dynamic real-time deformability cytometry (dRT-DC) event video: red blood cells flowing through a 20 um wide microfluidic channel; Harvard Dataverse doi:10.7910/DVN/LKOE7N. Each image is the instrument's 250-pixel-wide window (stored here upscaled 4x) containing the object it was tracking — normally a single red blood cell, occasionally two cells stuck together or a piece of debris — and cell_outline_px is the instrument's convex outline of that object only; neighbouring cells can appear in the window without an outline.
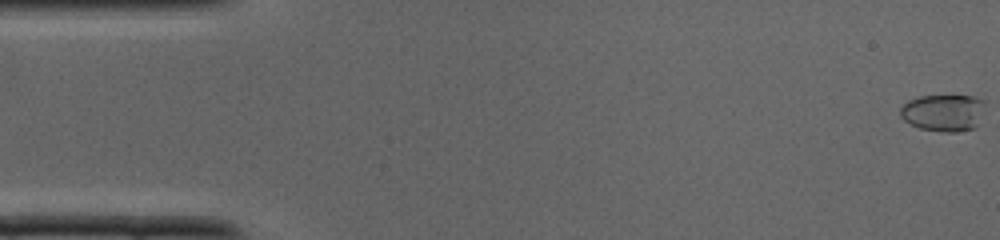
{"species": "common noctule bat (a hibernating species)", "species_latin": "Nyctalus noctula", "temperature_condition": "cold", "stored_images_in_passage": 34, "camera_frame_rate_fps": 3000, "um_per_image_px": 0.085, "animal": {"sex": "male", "body_mass_g": 19.0, "forearm_length_mm": 50.8}, "frame": {"image": 1, "passage_image": 1, "time_ms": 0.0, "image_size_px": [1000, 240], "cell_outline_px": [[972, 100], [968, 128], [924, 128], [912, 124], [904, 116], [904, 108], [912, 100], [928, 96], [968, 96]], "centroid_in_image_um": [79.86, 9.51], "position_along_channel_um": 5.1, "area_um2": 13.93}}
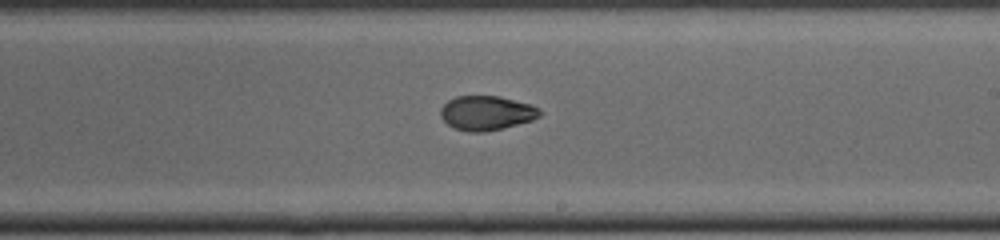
{"frame": {"image": 2, "passage_image": 22, "time_ms": 7.0, "image_size_px": [1000, 240], "cell_outline_px": [[540, 112], [536, 116], [528, 120], [500, 128], [456, 128], [444, 116], [444, 108], [452, 100], [460, 96], [492, 96], [528, 104], [536, 108]], "centroid_in_image_um": [41.41, 9.54], "position_along_channel_um": 247.6, "area_um2": 17.28}}
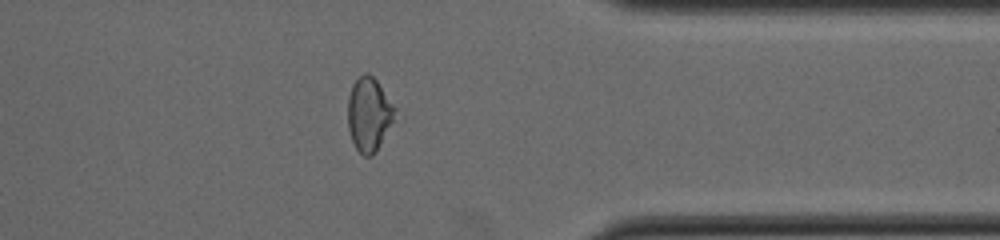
{"frame": {"image": 3, "passage_image": 30, "time_ms": 9.667, "image_size_px": [1000, 240], "cell_outline_px": [[392, 108], [388, 120], [380, 140], [376, 148], [372, 152], [360, 152], [352, 136], [348, 124], [348, 104], [352, 88], [356, 80], [360, 76], [372, 76], [380, 88]], "centroid_in_image_um": [31.25, 9.65], "position_along_channel_um": 380.2, "area_um2": 17.28}}